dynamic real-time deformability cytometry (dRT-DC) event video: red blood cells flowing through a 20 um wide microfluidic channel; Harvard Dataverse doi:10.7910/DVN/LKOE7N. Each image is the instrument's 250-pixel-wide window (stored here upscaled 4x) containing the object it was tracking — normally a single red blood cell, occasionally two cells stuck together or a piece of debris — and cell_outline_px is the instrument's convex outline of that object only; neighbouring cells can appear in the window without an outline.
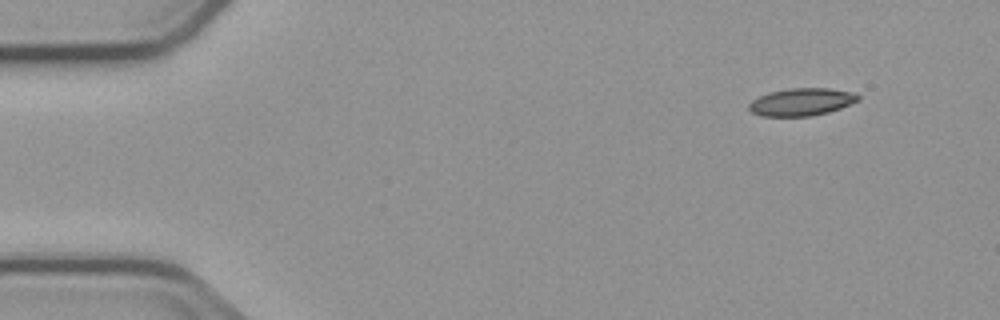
{"species": "common noctule bat (a hibernating species)", "species_latin": "Nyctalus noctula", "temperature_condition": "cold", "stored_images_in_passage": 3, "camera_frame_rate_fps": 3000, "um_per_image_px": 0.085, "animal": {"sex": "male", "body_mass_g": 23.1, "forearm_length_mm": 52.7}, "frame": {"image": 1, "passage_image": 1, "time_ms": 0.0, "image_size_px": [1000, 320], "cell_outline_px": [[860, 100], [840, 108], [828, 112], [812, 116], [760, 116], [752, 112], [748, 108], [748, 104], [752, 100], [768, 92], [788, 88], [828, 88], [856, 92], [860, 96]], "centroid_in_image_um": [68.14, 8.66], "position_along_channel_um": 16.9, "area_um2": 17.69}}
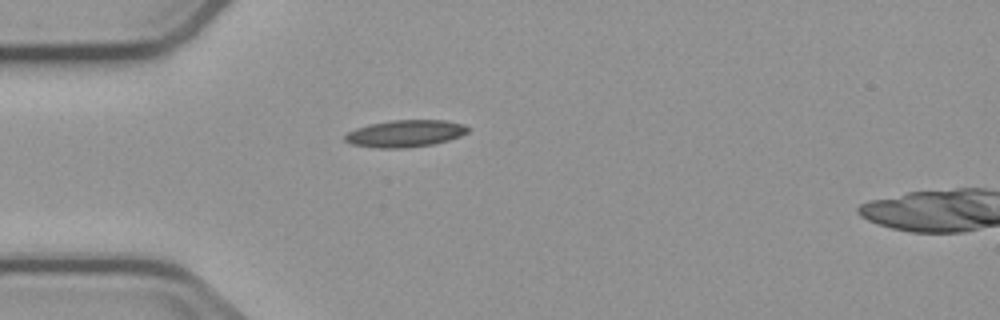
{"frame": {"image": 2, "passage_image": 3, "time_ms": 3.333, "image_size_px": [1000, 320], "cell_outline_px": [[468, 132], [460, 136], [448, 140], [432, 144], [404, 148], [376, 148], [348, 144], [344, 140], [344, 136], [348, 132], [356, 128], [368, 124], [392, 120], [444, 120], [464, 124], [468, 128]], "centroid_in_image_um": [34.4, 11.35], "position_along_channel_um": 50.6, "area_um2": 19.42}}